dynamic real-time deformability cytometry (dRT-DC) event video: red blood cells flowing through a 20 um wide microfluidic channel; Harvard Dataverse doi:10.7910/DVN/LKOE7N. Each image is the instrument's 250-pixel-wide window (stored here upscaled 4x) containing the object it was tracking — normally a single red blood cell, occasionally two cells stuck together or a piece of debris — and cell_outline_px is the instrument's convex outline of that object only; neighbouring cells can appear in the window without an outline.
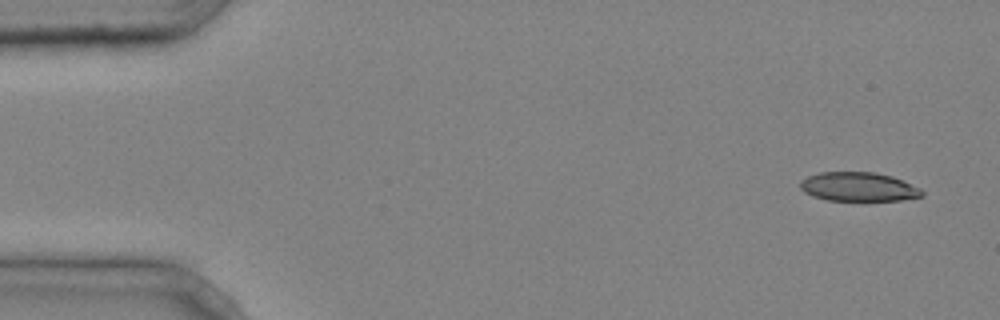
{"species": "common noctule bat (a hibernating species)", "species_latin": "Nyctalus noctula", "temperature_condition": "cold", "stored_images_in_passage": 5, "camera_frame_rate_fps": 3000, "um_per_image_px": 0.085, "animal": {"sex": "male", "body_mass_g": 20.4}, "frame": {"image": 1, "passage_image": 1, "time_ms": 0.0, "image_size_px": [1000, 320], "cell_outline_px": [[924, 196], [900, 200], [828, 200], [812, 196], [804, 192], [800, 188], [800, 180], [808, 176], [820, 172], [876, 172], [892, 176], [920, 188], [924, 192]], "centroid_in_image_um": [72.96, 15.87], "position_along_channel_um": 12.0, "area_um2": 20.58}}